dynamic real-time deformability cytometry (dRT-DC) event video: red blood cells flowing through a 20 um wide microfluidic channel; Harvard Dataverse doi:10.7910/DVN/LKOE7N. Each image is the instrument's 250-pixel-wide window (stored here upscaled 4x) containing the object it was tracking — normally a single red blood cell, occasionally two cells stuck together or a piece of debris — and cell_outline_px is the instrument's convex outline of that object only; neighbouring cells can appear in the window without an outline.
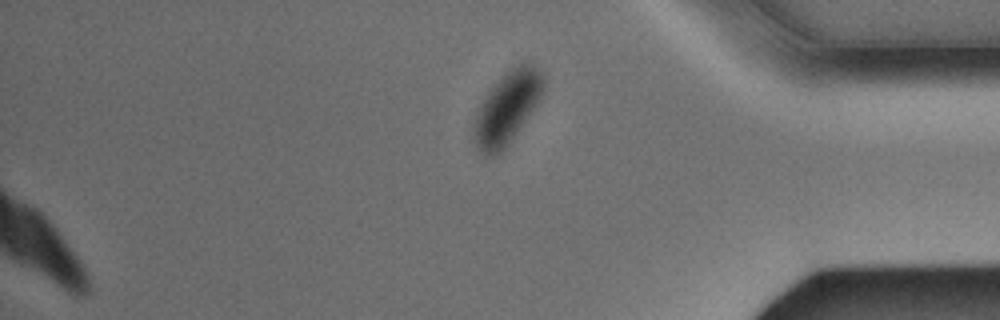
{"species": "Egyptian fruit bat (a non-hibernating species)", "species_latin": "Rousettus aegyptiacus", "temperature_condition": "warm", "stored_images_in_passage": 48, "camera_frame_rate_fps": 3000, "um_per_image_px": 0.085, "animal": {"sex": "male"}, "frame": {"image": 1, "passage_image": 48, "time_ms": 15.667, "image_size_px": [1000, 320], "cell_outline_px": [[544, 88], [540, 96], [508, 144], [500, 152], [492, 156], [484, 156], [476, 148], [472, 140], [472, 128], [476, 112], [484, 96], [512, 68], [524, 60], [532, 64], [544, 76]], "centroid_in_image_um": [43.04, 9.19], "position_along_channel_um": 392.2, "area_um2": 28.55}}